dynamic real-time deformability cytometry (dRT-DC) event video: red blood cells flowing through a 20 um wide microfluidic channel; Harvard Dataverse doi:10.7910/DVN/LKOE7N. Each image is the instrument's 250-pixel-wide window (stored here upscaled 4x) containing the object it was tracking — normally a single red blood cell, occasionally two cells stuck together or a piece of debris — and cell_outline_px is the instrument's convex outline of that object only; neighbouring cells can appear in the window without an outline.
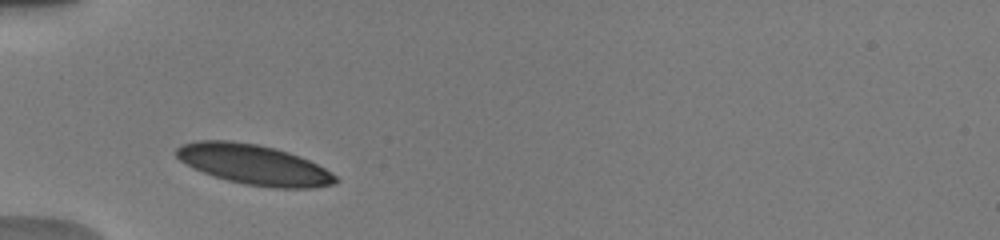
{"species": "human", "species_latin": "Homo sapiens", "temperature_condition": "warm", "stored_images_in_passage": 27, "camera_frame_rate_fps": 3000, "um_per_image_px": 0.085, "donor": {"sex": "male"}, "frame": {"image": 1, "passage_image": 1, "time_ms": 0.0, "image_size_px": [1000, 240], "cell_outline_px": [[340, 180], [336, 184], [312, 188], [272, 188], [244, 184], [212, 176], [180, 160], [176, 156], [176, 148], [180, 144], [200, 140], [228, 140], [256, 144], [288, 152], [308, 160], [332, 172]], "centroid_in_image_um": [21.6, 14.0], "position_along_channel_um": 63.4, "area_um2": 36.99}}
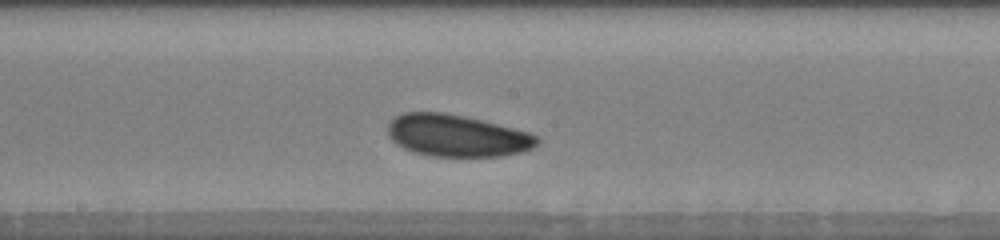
{"frame": {"image": 2, "passage_image": 12, "time_ms": 4.0, "image_size_px": [1000, 240], "cell_outline_px": [[540, 140], [532, 148], [520, 152], [500, 156], [432, 156], [412, 152], [396, 144], [388, 136], [388, 124], [396, 116], [404, 112], [444, 112], [464, 116], [528, 132], [536, 136]], "centroid_in_image_um": [38.79, 11.53], "position_along_channel_um": 209.4, "area_um2": 36.24}}
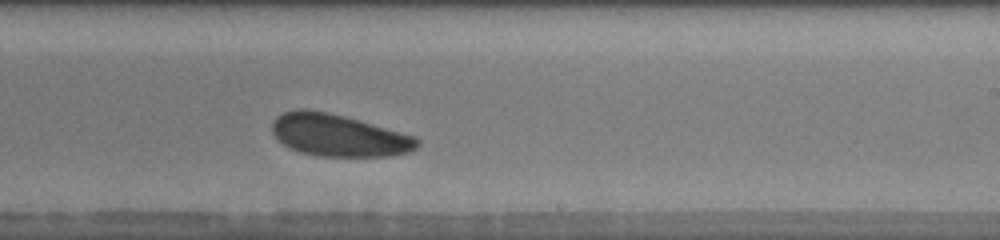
{"frame": {"image": 3, "passage_image": 15, "time_ms": 5.333, "image_size_px": [1000, 240], "cell_outline_px": [[420, 144], [416, 148], [408, 152], [388, 156], [316, 156], [300, 152], [288, 148], [276, 140], [272, 132], [272, 120], [276, 116], [284, 112], [296, 108], [304, 108], [328, 112], [344, 116], [416, 136], [420, 140]], "centroid_in_image_um": [28.73, 11.5], "position_along_channel_um": 260.3, "area_um2": 35.95}, "authors_computed_cell_mechanics": {"area_um2": 35.7782, "velocity_mm_per_s": 3.8256, "shape_relaxation_time_tau1_ms": 4.6253, "shape_relaxation_time_tau2_ms": null, "deformation_change_tau1": 0.11, "deformation_change_tau2": null}}